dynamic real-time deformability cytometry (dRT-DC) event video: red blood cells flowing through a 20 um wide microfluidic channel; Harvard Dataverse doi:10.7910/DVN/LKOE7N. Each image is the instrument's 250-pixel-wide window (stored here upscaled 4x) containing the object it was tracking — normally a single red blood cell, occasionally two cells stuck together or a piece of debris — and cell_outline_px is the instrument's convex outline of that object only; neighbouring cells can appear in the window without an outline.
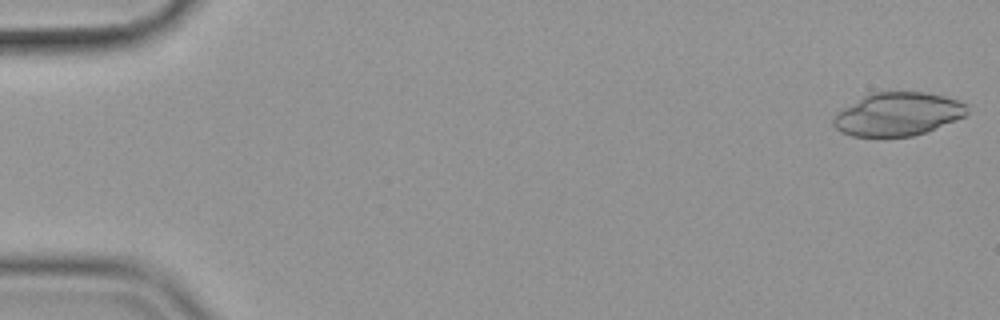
{"species": "common noctule bat (a hibernating species)", "species_latin": "Nyctalus noctula", "temperature_condition": "cold", "stored_images_in_passage": 55, "camera_frame_rate_fps": 3000, "um_per_image_px": 0.085, "animal": {"sex": "female", "body_mass_g": 19.9}, "frame": {"image": 1, "passage_image": 1, "time_ms": 0.0, "image_size_px": [1000, 320], "cell_outline_px": [[972, 104], [968, 112], [964, 116], [956, 120], [924, 132], [912, 136], [852, 136], [840, 132], [832, 124], [832, 116], [836, 112], [868, 92], [924, 92], [944, 96], [960, 100]], "centroid_in_image_um": [76.31, 9.68], "position_along_channel_um": 8.7, "area_um2": 34.1}}